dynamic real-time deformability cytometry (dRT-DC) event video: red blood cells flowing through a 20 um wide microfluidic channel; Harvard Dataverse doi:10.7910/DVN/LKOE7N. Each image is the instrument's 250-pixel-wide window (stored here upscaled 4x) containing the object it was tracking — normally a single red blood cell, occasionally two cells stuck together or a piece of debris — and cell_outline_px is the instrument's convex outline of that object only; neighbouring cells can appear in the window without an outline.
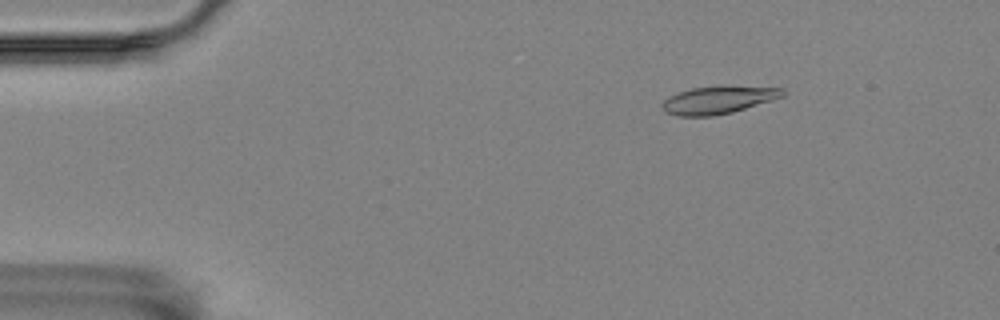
{"species": "Egyptian fruit bat (a non-hibernating species)", "species_latin": "Rousettus aegyptiacus", "temperature_condition": "room temperature", "stored_images_in_passage": 5, "camera_frame_rate_fps": 3000, "um_per_image_px": 0.085, "animal": {"sex": "female"}, "frame": {"image": 1, "passage_image": 3, "time_ms": 0.667, "image_size_px": [1000, 320], "cell_outline_px": [[784, 96], [772, 100], [732, 112], [712, 116], [680, 116], [664, 112], [660, 104], [668, 96], [692, 88], [784, 88]], "centroid_in_image_um": [60.96, 8.54], "position_along_channel_um": 24.0, "area_um2": 18.5}}